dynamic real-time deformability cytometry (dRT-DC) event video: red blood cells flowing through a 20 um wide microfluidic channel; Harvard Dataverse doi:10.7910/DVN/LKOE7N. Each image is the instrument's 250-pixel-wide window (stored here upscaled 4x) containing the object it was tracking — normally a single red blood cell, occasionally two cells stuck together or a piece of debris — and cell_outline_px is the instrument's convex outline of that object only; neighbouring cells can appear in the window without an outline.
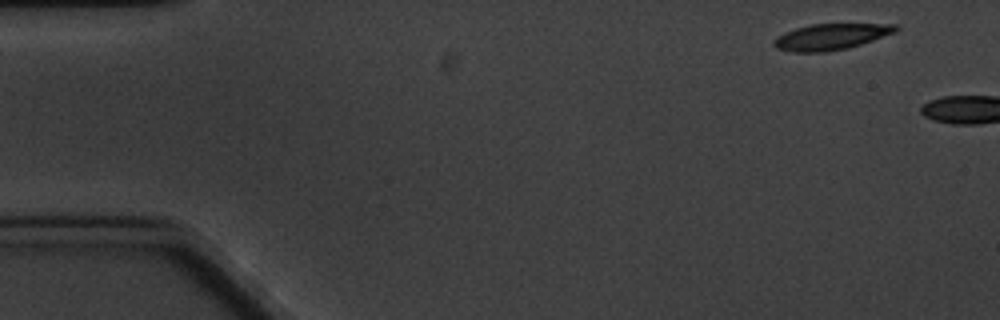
{"species": "common noctule bat (a hibernating species)", "species_latin": "Nyctalus noctula", "temperature_condition": "cold", "stored_images_in_passage": 2, "camera_frame_rate_fps": 3000, "um_per_image_px": 0.085, "animal": {"sex": "male", "body_mass_g": 20.1, "forearm_length_mm": 53.5}, "frame": {"image": 1, "passage_image": 1, "time_ms": 0.0, "image_size_px": [1000, 320], "cell_outline_px": [[900, 28], [896, 32], [848, 48], [824, 52], [792, 52], [776, 48], [772, 44], [772, 40], [776, 36], [784, 32], [796, 28], [812, 24], [896, 24]], "centroid_in_image_um": [70.59, 3.12], "position_along_channel_um": 14.4, "area_um2": 18.55}}